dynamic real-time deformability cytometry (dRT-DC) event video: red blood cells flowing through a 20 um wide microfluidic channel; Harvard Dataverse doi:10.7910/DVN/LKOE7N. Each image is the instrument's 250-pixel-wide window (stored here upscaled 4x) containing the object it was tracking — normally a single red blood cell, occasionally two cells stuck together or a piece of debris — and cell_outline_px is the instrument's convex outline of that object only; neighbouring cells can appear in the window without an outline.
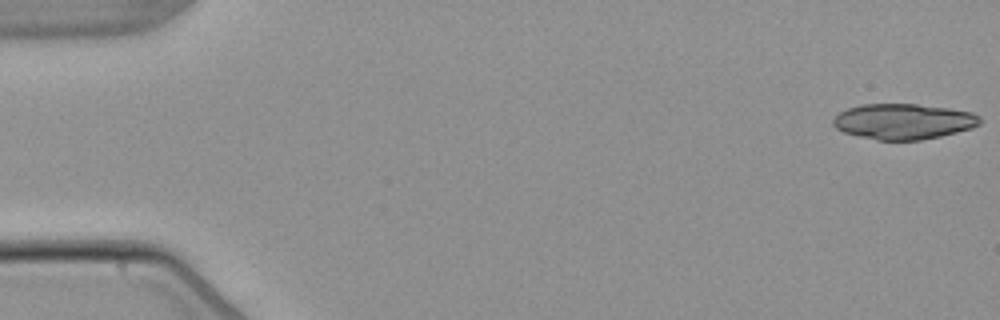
{"species": "common noctule bat (a hibernating species)", "species_latin": "Nyctalus noctula", "temperature_condition": "warm", "stored_images_in_passage": 5, "segment_of_instrument_passage": [2, 2], "camera_frame_rate_fps": 3000, "um_per_image_px": 0.085, "animal": {"sex": "male", "body_mass_g": 21.5, "forearm_length_mm": 52.0}, "frame": {"image": 1, "passage_image": 5, "time_ms": 6.333, "image_size_px": [1000, 320], "cell_outline_px": [[980, 124], [972, 128], [940, 136], [920, 140], [876, 140], [844, 132], [836, 128], [832, 124], [832, 120], [840, 112], [848, 108], [860, 104], [916, 104], [948, 108], [972, 112], [980, 116]], "centroid_in_image_um": [76.79, 10.32], "position_along_channel_um": 8.2, "area_um2": 30.35}}